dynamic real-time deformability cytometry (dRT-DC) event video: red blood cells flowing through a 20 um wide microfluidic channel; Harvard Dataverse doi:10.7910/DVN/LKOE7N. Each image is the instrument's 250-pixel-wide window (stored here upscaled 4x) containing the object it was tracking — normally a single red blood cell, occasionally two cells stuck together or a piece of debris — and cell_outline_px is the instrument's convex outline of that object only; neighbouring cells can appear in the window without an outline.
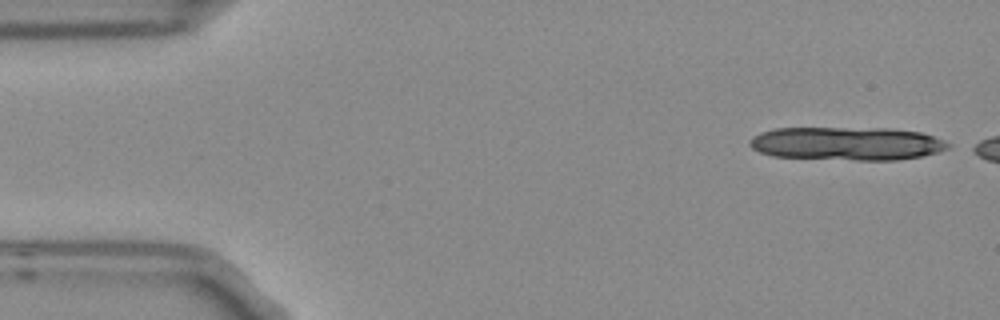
{"species": "Egyptian fruit bat (a non-hibernating species)", "species_latin": "Rousettus aegyptiacus", "temperature_condition": "room temperature", "stored_images_in_passage": 3, "camera_frame_rate_fps": 3000, "um_per_image_px": 0.085, "frame": {"image": 1, "passage_image": 1, "time_ms": 0.0, "image_size_px": [1000, 320], "cell_outline_px": [[952, 144], [948, 148], [936, 152], [920, 156], [896, 160], [856, 160], [772, 156], [760, 152], [752, 148], [748, 144], [748, 140], [752, 136], [760, 132], [776, 128], [892, 128], [920, 132], [944, 140]], "centroid_in_image_um": [71.95, 12.19], "position_along_channel_um": 13.0, "area_um2": 38.67}}